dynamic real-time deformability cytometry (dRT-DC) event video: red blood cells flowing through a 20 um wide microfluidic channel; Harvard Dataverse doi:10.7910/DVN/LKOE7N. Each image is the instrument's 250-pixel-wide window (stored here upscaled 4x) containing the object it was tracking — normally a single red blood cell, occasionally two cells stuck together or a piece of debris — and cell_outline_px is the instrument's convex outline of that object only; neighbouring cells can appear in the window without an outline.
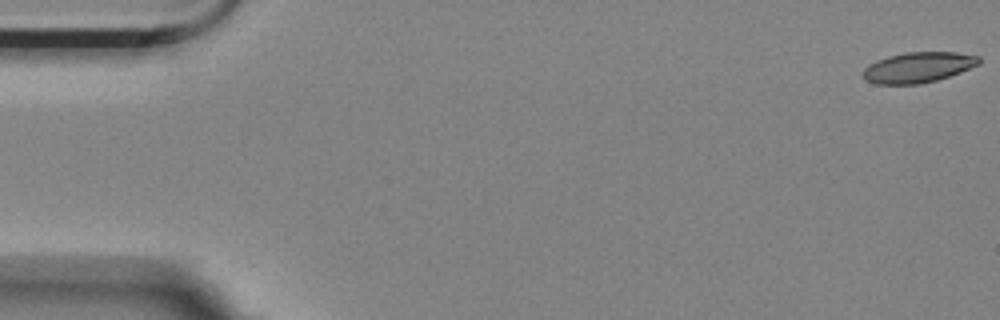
{"species": "Egyptian fruit bat (a non-hibernating species)", "species_latin": "Rousettus aegyptiacus", "temperature_condition": "room temperature", "stored_images_in_passage": 11, "camera_frame_rate_fps": 3000, "um_per_image_px": 0.085, "animal": {"sex": "female"}, "frame": {"image": 1, "passage_image": 1, "time_ms": 0.0, "image_size_px": [1000, 320], "cell_outline_px": [[980, 64], [960, 72], [936, 80], [920, 84], [876, 84], [864, 80], [864, 68], [868, 64], [876, 60], [888, 56], [904, 52], [956, 52], [980, 56]], "centroid_in_image_um": [78.03, 5.72], "position_along_channel_um": 7.0, "area_um2": 20.63}}